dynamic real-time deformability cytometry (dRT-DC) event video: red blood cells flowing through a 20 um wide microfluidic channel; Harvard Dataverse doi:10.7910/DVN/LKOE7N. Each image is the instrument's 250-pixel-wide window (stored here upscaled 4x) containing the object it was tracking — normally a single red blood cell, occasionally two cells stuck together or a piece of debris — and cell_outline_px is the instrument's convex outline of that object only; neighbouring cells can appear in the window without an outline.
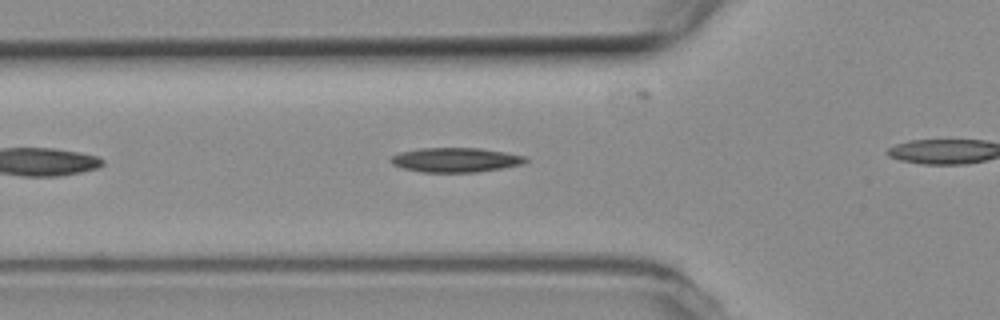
{"species": "common noctule bat (a hibernating species)", "species_latin": "Nyctalus noctula", "temperature_condition": "room temperature", "stored_images_in_passage": 29, "camera_frame_rate_fps": 3000, "um_per_image_px": 0.085, "animal": {"sex": "female", "body_mass_g": 19.3, "forearm_length_mm": 54.1}, "frame": {"image": 1, "passage_image": 4, "time_ms": 1.0, "image_size_px": [1000, 320], "cell_outline_px": [[528, 160], [524, 164], [476, 172], [420, 172], [404, 168], [392, 164], [388, 160], [392, 156], [400, 152], [420, 148], [480, 148], [504, 152], [524, 156]], "centroid_in_image_um": [38.7, 13.59], "position_along_channel_um": 87.1, "area_um2": 19.13}}
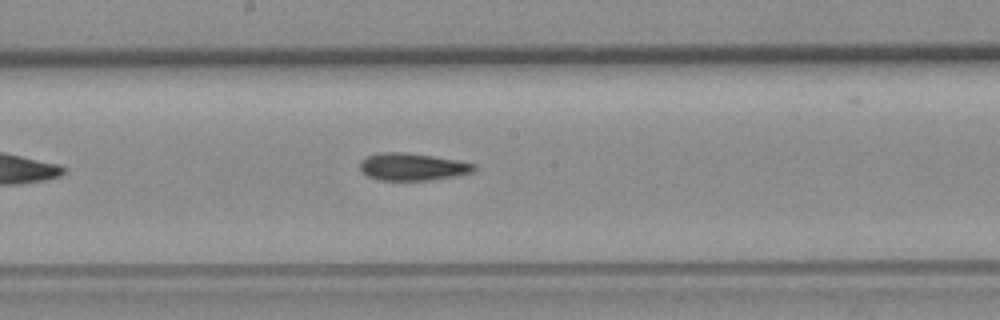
{"frame": {"image": 2, "passage_image": 14, "time_ms": 4.333, "image_size_px": [1000, 320], "cell_outline_px": [[476, 172], [456, 176], [432, 180], [380, 180], [368, 176], [360, 172], [360, 160], [364, 156], [380, 152], [404, 152], [432, 156], [456, 160], [476, 164]], "centroid_in_image_um": [35.04, 14.18], "position_along_channel_um": 213.2, "area_um2": 18.44}}
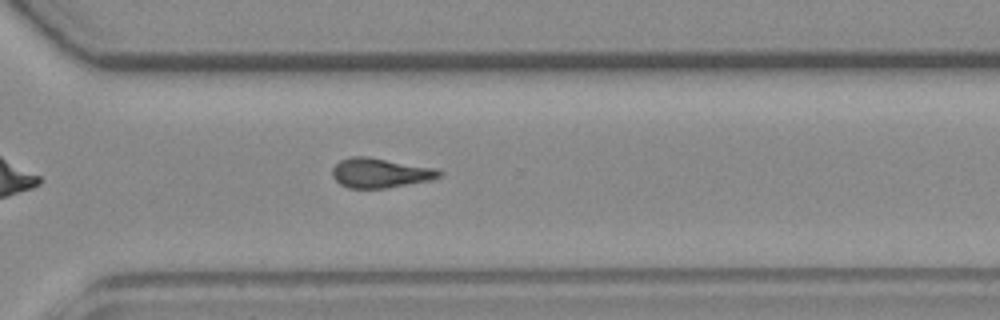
{"frame": {"image": 3, "passage_image": 24, "time_ms": 7.667, "image_size_px": [1000, 320], "cell_outline_px": [[444, 172], [440, 176], [428, 180], [388, 188], [348, 188], [340, 184], [332, 176], [332, 168], [340, 160], [352, 156], [364, 156], [436, 168]], "centroid_in_image_um": [32.29, 14.7], "position_along_channel_um": 338.3, "area_um2": 18.32}}